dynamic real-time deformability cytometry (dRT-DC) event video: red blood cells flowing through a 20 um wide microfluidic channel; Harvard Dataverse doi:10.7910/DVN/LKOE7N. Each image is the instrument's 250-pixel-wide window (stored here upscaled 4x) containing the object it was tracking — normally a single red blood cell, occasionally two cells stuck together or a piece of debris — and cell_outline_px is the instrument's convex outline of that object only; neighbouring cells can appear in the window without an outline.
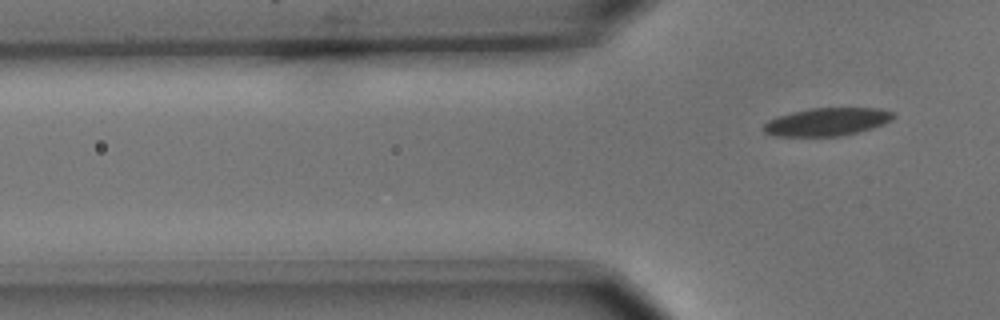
{"species": "common noctule bat (a hibernating species)", "species_latin": "Nyctalus noctula", "temperature_condition": "cold", "stored_images_in_passage": 6, "camera_frame_rate_fps": 3000, "um_per_image_px": 0.085, "animal": {"sex": "male", "body_mass_g": 15.6}, "frame": {"image": 1, "passage_image": 6, "time_ms": 1.667, "image_size_px": [1000, 320], "cell_outline_px": [[896, 116], [892, 120], [872, 128], [840, 136], [776, 136], [764, 132], [760, 128], [768, 120], [792, 112], [812, 108], [880, 108], [896, 112]], "centroid_in_image_um": [70.32, 10.35], "position_along_channel_um": 55.5, "area_um2": 21.15}}